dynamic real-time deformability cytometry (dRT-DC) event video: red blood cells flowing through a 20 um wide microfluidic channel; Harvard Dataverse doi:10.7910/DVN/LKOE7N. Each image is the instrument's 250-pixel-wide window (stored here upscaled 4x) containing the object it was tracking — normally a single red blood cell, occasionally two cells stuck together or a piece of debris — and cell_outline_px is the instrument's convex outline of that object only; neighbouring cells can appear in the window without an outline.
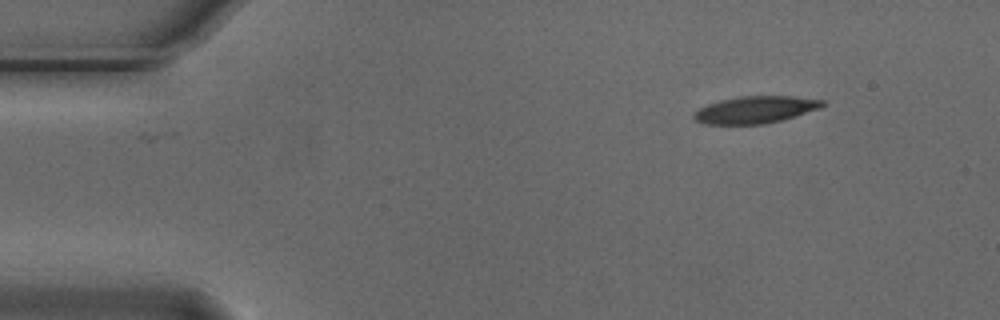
{"species": "Egyptian fruit bat (a non-hibernating species)", "species_latin": "Rousettus aegyptiacus", "temperature_condition": "cold", "stored_images_in_passage": 3, "camera_frame_rate_fps": 3000, "um_per_image_px": 0.085, "animal": {"sex": "male"}, "frame": {"image": 1, "passage_image": 1, "time_ms": 0.0, "image_size_px": [1000, 320], "cell_outline_px": [[824, 104], [820, 108], [780, 120], [764, 124], [704, 124], [696, 120], [692, 116], [692, 112], [708, 104], [720, 100], [740, 96], [792, 96], [824, 100]], "centroid_in_image_um": [64.16, 9.32], "position_along_channel_um": 20.8, "area_um2": 20.11}}
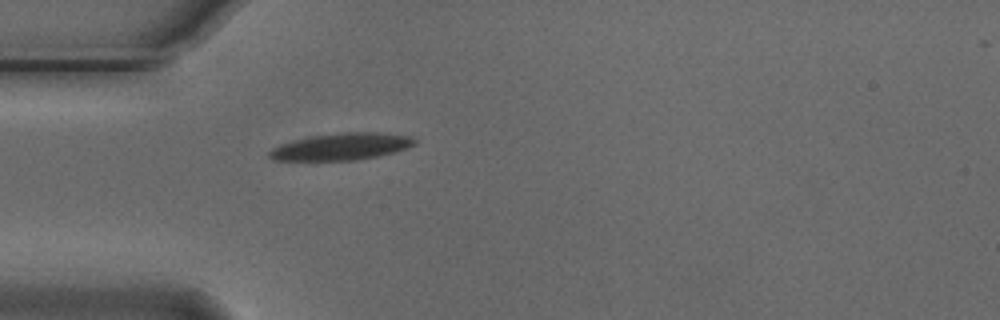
{"frame": {"image": 2, "passage_image": 3, "time_ms": 0.667, "image_size_px": [1000, 320], "cell_outline_px": [[416, 144], [396, 152], [356, 160], [272, 160], [268, 156], [268, 152], [272, 148], [280, 144], [312, 136], [344, 132], [380, 132], [412, 136], [416, 140]], "centroid_in_image_um": [29.05, 12.46], "position_along_channel_um": 56.0, "area_um2": 22.72}}